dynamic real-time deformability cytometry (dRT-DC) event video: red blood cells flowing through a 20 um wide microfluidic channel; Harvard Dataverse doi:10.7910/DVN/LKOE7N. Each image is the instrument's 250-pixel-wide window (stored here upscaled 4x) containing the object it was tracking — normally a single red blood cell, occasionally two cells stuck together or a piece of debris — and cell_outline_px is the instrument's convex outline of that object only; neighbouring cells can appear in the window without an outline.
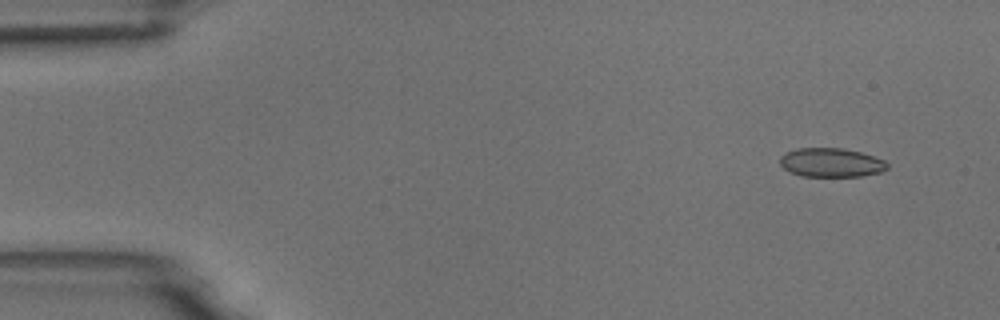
{"species": "common noctule bat (a hibernating species)", "species_latin": "Nyctalus noctula", "temperature_condition": "room temperature", "stored_images_in_passage": 5, "segment_of_instrument_passage": [1, 2], "camera_frame_rate_fps": 3000, "um_per_image_px": 0.085, "animal": {"sex": "male", "body_mass_g": 18.8}, "frame": {"image": 1, "passage_image": 1, "time_ms": 0.0, "image_size_px": [1000, 320], "cell_outline_px": [[888, 168], [880, 172], [860, 176], [800, 176], [784, 168], [780, 164], [780, 156], [784, 152], [796, 148], [844, 148], [860, 152], [884, 160], [888, 164]], "centroid_in_image_um": [70.62, 13.81], "position_along_channel_um": 14.4, "area_um2": 18.09}}
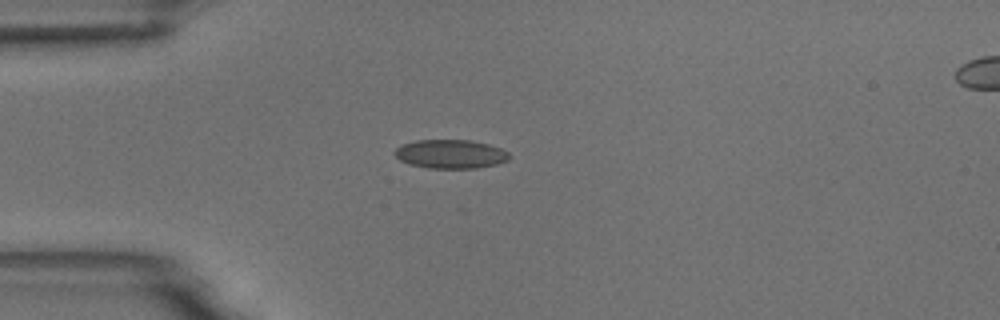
{"frame": {"image": 2, "passage_image": 4, "time_ms": 3.333, "image_size_px": [1000, 320], "cell_outline_px": [[512, 156], [508, 160], [496, 164], [476, 168], [428, 168], [408, 164], [400, 160], [392, 152], [396, 148], [404, 144], [416, 140], [468, 140], [488, 144], [500, 148], [508, 152]], "centroid_in_image_um": [38.29, 13.09], "position_along_channel_um": 46.7, "area_um2": 19.25}}